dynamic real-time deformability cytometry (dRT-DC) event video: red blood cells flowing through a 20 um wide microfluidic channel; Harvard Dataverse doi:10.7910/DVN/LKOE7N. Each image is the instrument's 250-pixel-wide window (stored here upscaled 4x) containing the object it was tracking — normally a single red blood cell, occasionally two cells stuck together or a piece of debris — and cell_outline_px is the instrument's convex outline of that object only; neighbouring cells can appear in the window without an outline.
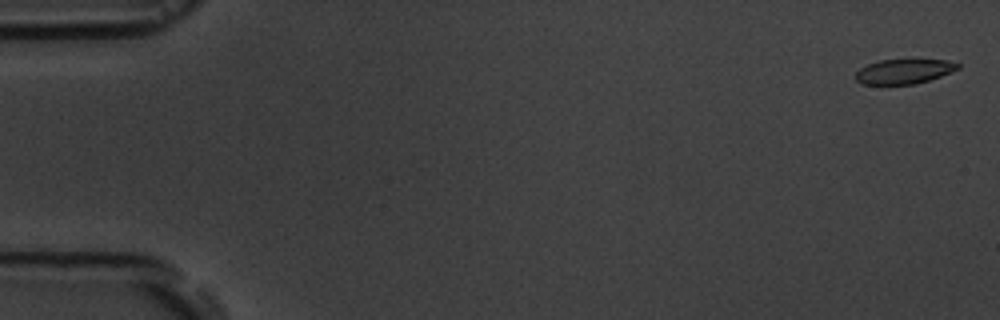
{"species": "common noctule bat (a hibernating species)", "species_latin": "Nyctalus noctula", "temperature_condition": "room temperature", "stored_images_in_passage": 5, "camera_frame_rate_fps": 3000, "um_per_image_px": 0.085, "animal": {"sex": "male", "body_mass_g": 19.5, "forearm_length_mm": 54.6}, "frame": {"image": 1, "passage_image": 1, "time_ms": 0.0, "image_size_px": [1000, 320], "cell_outline_px": [[960, 68], [940, 76], [916, 84], [864, 84], [856, 80], [856, 72], [860, 68], [868, 64], [880, 60], [944, 60], [960, 64]], "centroid_in_image_um": [76.83, 6.07], "position_along_channel_um": 8.2, "area_um2": 14.45}}
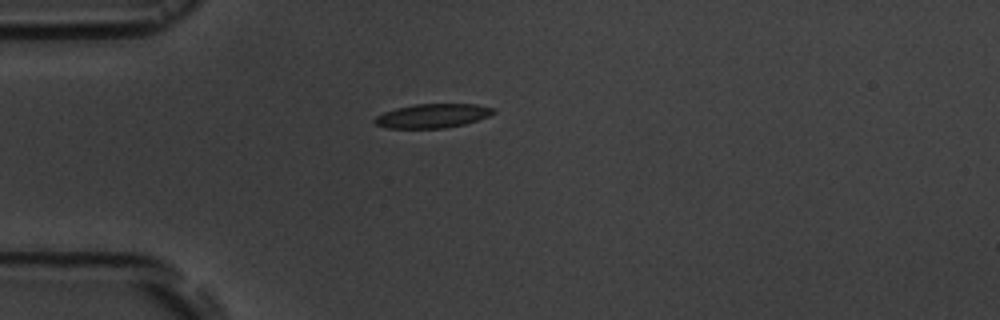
{"frame": {"image": 2, "passage_image": 5, "time_ms": 4.667, "image_size_px": [1000, 320], "cell_outline_px": [[496, 112], [488, 116], [464, 124], [444, 128], [388, 128], [376, 124], [372, 120], [376, 116], [384, 112], [396, 108], [416, 104], [476, 104], [496, 108]], "centroid_in_image_um": [36.77, 9.84], "position_along_channel_um": 48.2, "area_um2": 16.59}}